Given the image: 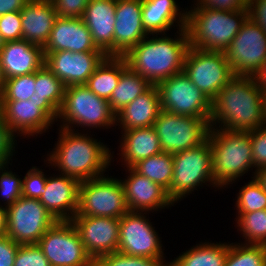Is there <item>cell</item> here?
<instances>
[{
    "mask_svg": "<svg viewBox=\"0 0 266 266\" xmlns=\"http://www.w3.org/2000/svg\"><path fill=\"white\" fill-rule=\"evenodd\" d=\"M229 242H200L182 252L168 266H224Z\"/></svg>",
    "mask_w": 266,
    "mask_h": 266,
    "instance_id": "obj_30",
    "label": "cell"
},
{
    "mask_svg": "<svg viewBox=\"0 0 266 266\" xmlns=\"http://www.w3.org/2000/svg\"><path fill=\"white\" fill-rule=\"evenodd\" d=\"M187 11L186 30L190 47L225 52L249 17V10L222 11L193 4Z\"/></svg>",
    "mask_w": 266,
    "mask_h": 266,
    "instance_id": "obj_4",
    "label": "cell"
},
{
    "mask_svg": "<svg viewBox=\"0 0 266 266\" xmlns=\"http://www.w3.org/2000/svg\"><path fill=\"white\" fill-rule=\"evenodd\" d=\"M120 158L124 168L162 152L154 126L121 131Z\"/></svg>",
    "mask_w": 266,
    "mask_h": 266,
    "instance_id": "obj_28",
    "label": "cell"
},
{
    "mask_svg": "<svg viewBox=\"0 0 266 266\" xmlns=\"http://www.w3.org/2000/svg\"><path fill=\"white\" fill-rule=\"evenodd\" d=\"M30 0H0V16L21 11Z\"/></svg>",
    "mask_w": 266,
    "mask_h": 266,
    "instance_id": "obj_49",
    "label": "cell"
},
{
    "mask_svg": "<svg viewBox=\"0 0 266 266\" xmlns=\"http://www.w3.org/2000/svg\"><path fill=\"white\" fill-rule=\"evenodd\" d=\"M248 10L249 17L266 33V0H250Z\"/></svg>",
    "mask_w": 266,
    "mask_h": 266,
    "instance_id": "obj_48",
    "label": "cell"
},
{
    "mask_svg": "<svg viewBox=\"0 0 266 266\" xmlns=\"http://www.w3.org/2000/svg\"><path fill=\"white\" fill-rule=\"evenodd\" d=\"M162 152L176 154L191 149L208 139L210 121L207 119L177 115L161 110L154 122Z\"/></svg>",
    "mask_w": 266,
    "mask_h": 266,
    "instance_id": "obj_9",
    "label": "cell"
},
{
    "mask_svg": "<svg viewBox=\"0 0 266 266\" xmlns=\"http://www.w3.org/2000/svg\"><path fill=\"white\" fill-rule=\"evenodd\" d=\"M5 82H6V79L4 77V73L0 65V97L3 94L4 88H5Z\"/></svg>",
    "mask_w": 266,
    "mask_h": 266,
    "instance_id": "obj_53",
    "label": "cell"
},
{
    "mask_svg": "<svg viewBox=\"0 0 266 266\" xmlns=\"http://www.w3.org/2000/svg\"><path fill=\"white\" fill-rule=\"evenodd\" d=\"M152 84L128 66L122 71L118 86L108 100L111 110L116 114L124 106L146 92Z\"/></svg>",
    "mask_w": 266,
    "mask_h": 266,
    "instance_id": "obj_31",
    "label": "cell"
},
{
    "mask_svg": "<svg viewBox=\"0 0 266 266\" xmlns=\"http://www.w3.org/2000/svg\"><path fill=\"white\" fill-rule=\"evenodd\" d=\"M0 114L14 136L27 138L44 134L50 129L57 122L58 110L49 101L29 99L0 101Z\"/></svg>",
    "mask_w": 266,
    "mask_h": 266,
    "instance_id": "obj_13",
    "label": "cell"
},
{
    "mask_svg": "<svg viewBox=\"0 0 266 266\" xmlns=\"http://www.w3.org/2000/svg\"><path fill=\"white\" fill-rule=\"evenodd\" d=\"M257 78L262 87V91H266V59L262 67L261 73L257 76Z\"/></svg>",
    "mask_w": 266,
    "mask_h": 266,
    "instance_id": "obj_52",
    "label": "cell"
},
{
    "mask_svg": "<svg viewBox=\"0 0 266 266\" xmlns=\"http://www.w3.org/2000/svg\"><path fill=\"white\" fill-rule=\"evenodd\" d=\"M234 76H258L266 59V33L250 17L225 51Z\"/></svg>",
    "mask_w": 266,
    "mask_h": 266,
    "instance_id": "obj_11",
    "label": "cell"
},
{
    "mask_svg": "<svg viewBox=\"0 0 266 266\" xmlns=\"http://www.w3.org/2000/svg\"><path fill=\"white\" fill-rule=\"evenodd\" d=\"M42 169L32 167L22 179V196L26 198L40 199L44 194L47 176Z\"/></svg>",
    "mask_w": 266,
    "mask_h": 266,
    "instance_id": "obj_40",
    "label": "cell"
},
{
    "mask_svg": "<svg viewBox=\"0 0 266 266\" xmlns=\"http://www.w3.org/2000/svg\"><path fill=\"white\" fill-rule=\"evenodd\" d=\"M9 163L0 165V195L4 206H12L20 197H22V178L9 170ZM6 168L8 170H6Z\"/></svg>",
    "mask_w": 266,
    "mask_h": 266,
    "instance_id": "obj_39",
    "label": "cell"
},
{
    "mask_svg": "<svg viewBox=\"0 0 266 266\" xmlns=\"http://www.w3.org/2000/svg\"><path fill=\"white\" fill-rule=\"evenodd\" d=\"M252 157L256 170L266 166V125L250 130Z\"/></svg>",
    "mask_w": 266,
    "mask_h": 266,
    "instance_id": "obj_43",
    "label": "cell"
},
{
    "mask_svg": "<svg viewBox=\"0 0 266 266\" xmlns=\"http://www.w3.org/2000/svg\"><path fill=\"white\" fill-rule=\"evenodd\" d=\"M128 170V171H127ZM125 180L121 179L129 211L151 212L174 206L167 190L147 177L127 167Z\"/></svg>",
    "mask_w": 266,
    "mask_h": 266,
    "instance_id": "obj_19",
    "label": "cell"
},
{
    "mask_svg": "<svg viewBox=\"0 0 266 266\" xmlns=\"http://www.w3.org/2000/svg\"><path fill=\"white\" fill-rule=\"evenodd\" d=\"M19 246L8 236L0 237V266H13Z\"/></svg>",
    "mask_w": 266,
    "mask_h": 266,
    "instance_id": "obj_47",
    "label": "cell"
},
{
    "mask_svg": "<svg viewBox=\"0 0 266 266\" xmlns=\"http://www.w3.org/2000/svg\"><path fill=\"white\" fill-rule=\"evenodd\" d=\"M7 222V208L0 204V237L6 236Z\"/></svg>",
    "mask_w": 266,
    "mask_h": 266,
    "instance_id": "obj_50",
    "label": "cell"
},
{
    "mask_svg": "<svg viewBox=\"0 0 266 266\" xmlns=\"http://www.w3.org/2000/svg\"><path fill=\"white\" fill-rule=\"evenodd\" d=\"M176 3L175 0H142V24L149 35L166 34L175 26L177 30L186 28L188 8L186 12L180 11Z\"/></svg>",
    "mask_w": 266,
    "mask_h": 266,
    "instance_id": "obj_26",
    "label": "cell"
},
{
    "mask_svg": "<svg viewBox=\"0 0 266 266\" xmlns=\"http://www.w3.org/2000/svg\"><path fill=\"white\" fill-rule=\"evenodd\" d=\"M16 141V136L9 131L0 114V165L10 163L16 149Z\"/></svg>",
    "mask_w": 266,
    "mask_h": 266,
    "instance_id": "obj_44",
    "label": "cell"
},
{
    "mask_svg": "<svg viewBox=\"0 0 266 266\" xmlns=\"http://www.w3.org/2000/svg\"><path fill=\"white\" fill-rule=\"evenodd\" d=\"M57 17H82L90 0H51Z\"/></svg>",
    "mask_w": 266,
    "mask_h": 266,
    "instance_id": "obj_45",
    "label": "cell"
},
{
    "mask_svg": "<svg viewBox=\"0 0 266 266\" xmlns=\"http://www.w3.org/2000/svg\"><path fill=\"white\" fill-rule=\"evenodd\" d=\"M102 51L96 47L92 35L81 17H57L43 52Z\"/></svg>",
    "mask_w": 266,
    "mask_h": 266,
    "instance_id": "obj_22",
    "label": "cell"
},
{
    "mask_svg": "<svg viewBox=\"0 0 266 266\" xmlns=\"http://www.w3.org/2000/svg\"><path fill=\"white\" fill-rule=\"evenodd\" d=\"M5 41L3 40L2 36L0 35V50L4 46Z\"/></svg>",
    "mask_w": 266,
    "mask_h": 266,
    "instance_id": "obj_55",
    "label": "cell"
},
{
    "mask_svg": "<svg viewBox=\"0 0 266 266\" xmlns=\"http://www.w3.org/2000/svg\"><path fill=\"white\" fill-rule=\"evenodd\" d=\"M22 39L44 48L57 14L51 0H30L20 11Z\"/></svg>",
    "mask_w": 266,
    "mask_h": 266,
    "instance_id": "obj_25",
    "label": "cell"
},
{
    "mask_svg": "<svg viewBox=\"0 0 266 266\" xmlns=\"http://www.w3.org/2000/svg\"><path fill=\"white\" fill-rule=\"evenodd\" d=\"M70 221L93 261L117 252L120 218L75 215Z\"/></svg>",
    "mask_w": 266,
    "mask_h": 266,
    "instance_id": "obj_17",
    "label": "cell"
},
{
    "mask_svg": "<svg viewBox=\"0 0 266 266\" xmlns=\"http://www.w3.org/2000/svg\"><path fill=\"white\" fill-rule=\"evenodd\" d=\"M13 266H51L38 244L20 245Z\"/></svg>",
    "mask_w": 266,
    "mask_h": 266,
    "instance_id": "obj_41",
    "label": "cell"
},
{
    "mask_svg": "<svg viewBox=\"0 0 266 266\" xmlns=\"http://www.w3.org/2000/svg\"><path fill=\"white\" fill-rule=\"evenodd\" d=\"M252 179L255 178L256 181L261 185V187L266 191V166L252 172Z\"/></svg>",
    "mask_w": 266,
    "mask_h": 266,
    "instance_id": "obj_51",
    "label": "cell"
},
{
    "mask_svg": "<svg viewBox=\"0 0 266 266\" xmlns=\"http://www.w3.org/2000/svg\"><path fill=\"white\" fill-rule=\"evenodd\" d=\"M216 186L228 187L254 168L250 131L211 128L208 134ZM236 180V181H235Z\"/></svg>",
    "mask_w": 266,
    "mask_h": 266,
    "instance_id": "obj_5",
    "label": "cell"
},
{
    "mask_svg": "<svg viewBox=\"0 0 266 266\" xmlns=\"http://www.w3.org/2000/svg\"><path fill=\"white\" fill-rule=\"evenodd\" d=\"M224 266H266V245L229 242Z\"/></svg>",
    "mask_w": 266,
    "mask_h": 266,
    "instance_id": "obj_35",
    "label": "cell"
},
{
    "mask_svg": "<svg viewBox=\"0 0 266 266\" xmlns=\"http://www.w3.org/2000/svg\"><path fill=\"white\" fill-rule=\"evenodd\" d=\"M44 65L57 76L64 85L86 84L94 70L103 62L107 55L103 51L44 52Z\"/></svg>",
    "mask_w": 266,
    "mask_h": 266,
    "instance_id": "obj_18",
    "label": "cell"
},
{
    "mask_svg": "<svg viewBox=\"0 0 266 266\" xmlns=\"http://www.w3.org/2000/svg\"><path fill=\"white\" fill-rule=\"evenodd\" d=\"M173 169L167 193L174 204L204 184L218 188L214 182L209 139L197 147L173 154Z\"/></svg>",
    "mask_w": 266,
    "mask_h": 266,
    "instance_id": "obj_7",
    "label": "cell"
},
{
    "mask_svg": "<svg viewBox=\"0 0 266 266\" xmlns=\"http://www.w3.org/2000/svg\"><path fill=\"white\" fill-rule=\"evenodd\" d=\"M160 111L159 89L156 85H152L116 113V126H120L121 131L153 126Z\"/></svg>",
    "mask_w": 266,
    "mask_h": 266,
    "instance_id": "obj_27",
    "label": "cell"
},
{
    "mask_svg": "<svg viewBox=\"0 0 266 266\" xmlns=\"http://www.w3.org/2000/svg\"><path fill=\"white\" fill-rule=\"evenodd\" d=\"M79 184L77 179L64 174L51 175L39 201L57 221H70L78 209Z\"/></svg>",
    "mask_w": 266,
    "mask_h": 266,
    "instance_id": "obj_21",
    "label": "cell"
},
{
    "mask_svg": "<svg viewBox=\"0 0 266 266\" xmlns=\"http://www.w3.org/2000/svg\"><path fill=\"white\" fill-rule=\"evenodd\" d=\"M35 82V72L7 79L0 101L29 100L35 93Z\"/></svg>",
    "mask_w": 266,
    "mask_h": 266,
    "instance_id": "obj_37",
    "label": "cell"
},
{
    "mask_svg": "<svg viewBox=\"0 0 266 266\" xmlns=\"http://www.w3.org/2000/svg\"><path fill=\"white\" fill-rule=\"evenodd\" d=\"M7 233L19 245L37 244L57 221L39 199L20 197L7 208Z\"/></svg>",
    "mask_w": 266,
    "mask_h": 266,
    "instance_id": "obj_14",
    "label": "cell"
},
{
    "mask_svg": "<svg viewBox=\"0 0 266 266\" xmlns=\"http://www.w3.org/2000/svg\"><path fill=\"white\" fill-rule=\"evenodd\" d=\"M113 56L123 57L149 34L142 24V0H117Z\"/></svg>",
    "mask_w": 266,
    "mask_h": 266,
    "instance_id": "obj_20",
    "label": "cell"
},
{
    "mask_svg": "<svg viewBox=\"0 0 266 266\" xmlns=\"http://www.w3.org/2000/svg\"><path fill=\"white\" fill-rule=\"evenodd\" d=\"M58 141L46 162L59 170L60 174L77 179L79 182L104 175L111 166V149L101 141L90 137L91 134L79 133L76 129L59 127Z\"/></svg>",
    "mask_w": 266,
    "mask_h": 266,
    "instance_id": "obj_2",
    "label": "cell"
},
{
    "mask_svg": "<svg viewBox=\"0 0 266 266\" xmlns=\"http://www.w3.org/2000/svg\"><path fill=\"white\" fill-rule=\"evenodd\" d=\"M176 33L174 38L167 33L145 37L123 56L127 66L156 86L182 72L190 44L186 28Z\"/></svg>",
    "mask_w": 266,
    "mask_h": 266,
    "instance_id": "obj_3",
    "label": "cell"
},
{
    "mask_svg": "<svg viewBox=\"0 0 266 266\" xmlns=\"http://www.w3.org/2000/svg\"><path fill=\"white\" fill-rule=\"evenodd\" d=\"M236 197L237 213H251L266 209V191L255 178L242 186Z\"/></svg>",
    "mask_w": 266,
    "mask_h": 266,
    "instance_id": "obj_36",
    "label": "cell"
},
{
    "mask_svg": "<svg viewBox=\"0 0 266 266\" xmlns=\"http://www.w3.org/2000/svg\"><path fill=\"white\" fill-rule=\"evenodd\" d=\"M265 125L263 92L256 76H234L212 101L211 128L250 131Z\"/></svg>",
    "mask_w": 266,
    "mask_h": 266,
    "instance_id": "obj_1",
    "label": "cell"
},
{
    "mask_svg": "<svg viewBox=\"0 0 266 266\" xmlns=\"http://www.w3.org/2000/svg\"><path fill=\"white\" fill-rule=\"evenodd\" d=\"M161 110L211 120L212 101L182 71L157 85Z\"/></svg>",
    "mask_w": 266,
    "mask_h": 266,
    "instance_id": "obj_12",
    "label": "cell"
},
{
    "mask_svg": "<svg viewBox=\"0 0 266 266\" xmlns=\"http://www.w3.org/2000/svg\"><path fill=\"white\" fill-rule=\"evenodd\" d=\"M126 67L127 63L123 57L107 56L94 70L85 85L94 94L108 101Z\"/></svg>",
    "mask_w": 266,
    "mask_h": 266,
    "instance_id": "obj_29",
    "label": "cell"
},
{
    "mask_svg": "<svg viewBox=\"0 0 266 266\" xmlns=\"http://www.w3.org/2000/svg\"><path fill=\"white\" fill-rule=\"evenodd\" d=\"M0 35L5 42L22 39L20 11L9 12L0 16Z\"/></svg>",
    "mask_w": 266,
    "mask_h": 266,
    "instance_id": "obj_42",
    "label": "cell"
},
{
    "mask_svg": "<svg viewBox=\"0 0 266 266\" xmlns=\"http://www.w3.org/2000/svg\"><path fill=\"white\" fill-rule=\"evenodd\" d=\"M237 214L236 227L244 237V244L266 245V209Z\"/></svg>",
    "mask_w": 266,
    "mask_h": 266,
    "instance_id": "obj_34",
    "label": "cell"
},
{
    "mask_svg": "<svg viewBox=\"0 0 266 266\" xmlns=\"http://www.w3.org/2000/svg\"><path fill=\"white\" fill-rule=\"evenodd\" d=\"M37 244L51 266H94L71 221H56Z\"/></svg>",
    "mask_w": 266,
    "mask_h": 266,
    "instance_id": "obj_15",
    "label": "cell"
},
{
    "mask_svg": "<svg viewBox=\"0 0 266 266\" xmlns=\"http://www.w3.org/2000/svg\"><path fill=\"white\" fill-rule=\"evenodd\" d=\"M132 168L167 191L170 189L174 170L173 155L161 152L138 161Z\"/></svg>",
    "mask_w": 266,
    "mask_h": 266,
    "instance_id": "obj_32",
    "label": "cell"
},
{
    "mask_svg": "<svg viewBox=\"0 0 266 266\" xmlns=\"http://www.w3.org/2000/svg\"><path fill=\"white\" fill-rule=\"evenodd\" d=\"M128 211L121 179L103 175L80 182L75 215L121 218Z\"/></svg>",
    "mask_w": 266,
    "mask_h": 266,
    "instance_id": "obj_8",
    "label": "cell"
},
{
    "mask_svg": "<svg viewBox=\"0 0 266 266\" xmlns=\"http://www.w3.org/2000/svg\"><path fill=\"white\" fill-rule=\"evenodd\" d=\"M35 93L30 100L49 101L58 111L63 103L66 86L43 65L35 72Z\"/></svg>",
    "mask_w": 266,
    "mask_h": 266,
    "instance_id": "obj_33",
    "label": "cell"
},
{
    "mask_svg": "<svg viewBox=\"0 0 266 266\" xmlns=\"http://www.w3.org/2000/svg\"><path fill=\"white\" fill-rule=\"evenodd\" d=\"M117 0H90L82 15L96 47L113 56V34Z\"/></svg>",
    "mask_w": 266,
    "mask_h": 266,
    "instance_id": "obj_24",
    "label": "cell"
},
{
    "mask_svg": "<svg viewBox=\"0 0 266 266\" xmlns=\"http://www.w3.org/2000/svg\"><path fill=\"white\" fill-rule=\"evenodd\" d=\"M45 62L43 48L23 39L7 41L0 50V65L5 79L28 75Z\"/></svg>",
    "mask_w": 266,
    "mask_h": 266,
    "instance_id": "obj_23",
    "label": "cell"
},
{
    "mask_svg": "<svg viewBox=\"0 0 266 266\" xmlns=\"http://www.w3.org/2000/svg\"><path fill=\"white\" fill-rule=\"evenodd\" d=\"M58 119L61 120V128L70 130L76 127L109 129L116 125V114L108 101L94 94L85 84L65 88Z\"/></svg>",
    "mask_w": 266,
    "mask_h": 266,
    "instance_id": "obj_6",
    "label": "cell"
},
{
    "mask_svg": "<svg viewBox=\"0 0 266 266\" xmlns=\"http://www.w3.org/2000/svg\"><path fill=\"white\" fill-rule=\"evenodd\" d=\"M147 212L128 211L120 218L118 250L130 256L165 259L162 240Z\"/></svg>",
    "mask_w": 266,
    "mask_h": 266,
    "instance_id": "obj_16",
    "label": "cell"
},
{
    "mask_svg": "<svg viewBox=\"0 0 266 266\" xmlns=\"http://www.w3.org/2000/svg\"><path fill=\"white\" fill-rule=\"evenodd\" d=\"M263 92V99H264V113H265V120H266V91Z\"/></svg>",
    "mask_w": 266,
    "mask_h": 266,
    "instance_id": "obj_54",
    "label": "cell"
},
{
    "mask_svg": "<svg viewBox=\"0 0 266 266\" xmlns=\"http://www.w3.org/2000/svg\"><path fill=\"white\" fill-rule=\"evenodd\" d=\"M165 262V263H164ZM164 259L130 256L119 251L100 256L94 266H168Z\"/></svg>",
    "mask_w": 266,
    "mask_h": 266,
    "instance_id": "obj_38",
    "label": "cell"
},
{
    "mask_svg": "<svg viewBox=\"0 0 266 266\" xmlns=\"http://www.w3.org/2000/svg\"><path fill=\"white\" fill-rule=\"evenodd\" d=\"M250 0H195L198 7L222 11L248 10Z\"/></svg>",
    "mask_w": 266,
    "mask_h": 266,
    "instance_id": "obj_46",
    "label": "cell"
},
{
    "mask_svg": "<svg viewBox=\"0 0 266 266\" xmlns=\"http://www.w3.org/2000/svg\"><path fill=\"white\" fill-rule=\"evenodd\" d=\"M183 72L211 101L234 77L225 52L194 47H190L186 54Z\"/></svg>",
    "mask_w": 266,
    "mask_h": 266,
    "instance_id": "obj_10",
    "label": "cell"
}]
</instances>
